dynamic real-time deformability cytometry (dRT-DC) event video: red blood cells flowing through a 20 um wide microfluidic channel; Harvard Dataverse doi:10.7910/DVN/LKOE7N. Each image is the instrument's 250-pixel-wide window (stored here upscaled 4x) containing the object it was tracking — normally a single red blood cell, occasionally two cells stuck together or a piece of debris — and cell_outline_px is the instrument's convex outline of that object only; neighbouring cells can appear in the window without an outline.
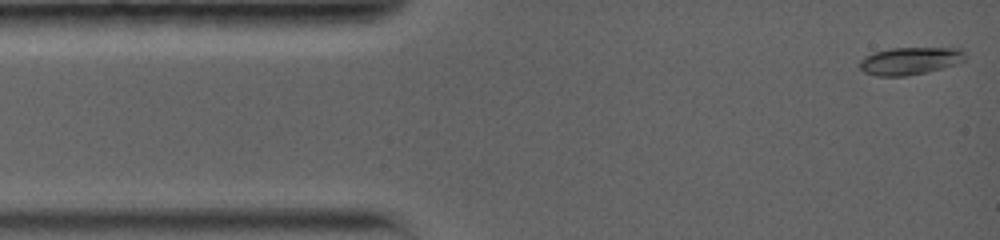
{"species": "common noctule bat (a hibernating species)", "species_latin": "Nyctalus noctula", "temperature_condition": "warm", "stored_images_in_passage": 28, "camera_frame_rate_fps": 5000, "um_per_image_px": 0.085, "animal": {"sex": "female", "body_mass_g": 19.0, "forearm_length_mm": 56.7}, "frame": {"image": 1, "passage_image": 1, "time_ms": 0.0, "image_size_px": [1000, 240], "cell_outline_px": [[968, 56], [964, 60], [956, 64], [928, 72], [908, 76], [876, 76], [864, 72], [860, 68], [860, 60], [864, 56], [876, 52], [892, 48], [960, 48]], "centroid_in_image_um": [77.37, 5.18], "position_along_channel_um": 7.6, "area_um2": 16.99}}
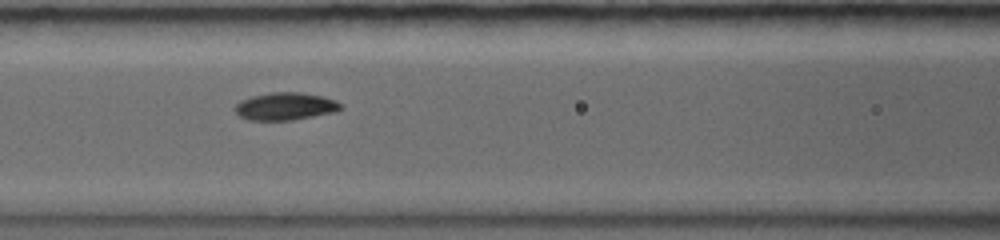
{"frame": {"image": 2, "passage_image": 11, "time_ms": 5.4, "image_size_px": [1000, 240], "cell_outline_px": [[344, 108], [336, 112], [292, 120], [248, 120], [240, 116], [236, 112], [236, 104], [240, 100], [252, 96], [272, 92], [300, 92], [324, 96], [336, 100], [344, 104]], "centroid_in_image_um": [24.32, 9.03], "position_along_channel_um": 142.3, "area_um2": 17.17}}
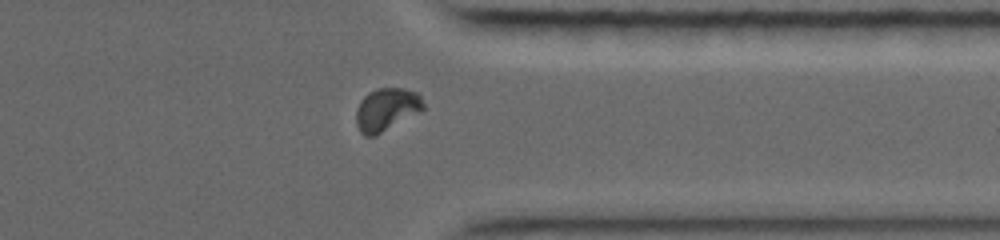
{"frame": {"image": 3, "passage_image": 24, "time_ms": 11.6, "image_size_px": [1000, 240], "cell_outline_px": [[428, 108], [376, 136], [364, 136], [360, 132], [356, 124], [356, 108], [360, 100], [368, 92], [376, 88], [404, 88], [416, 92], [420, 96]], "centroid_in_image_um": [32.87, 9.31], "position_along_channel_um": 378.5, "area_um2": 17.22}}